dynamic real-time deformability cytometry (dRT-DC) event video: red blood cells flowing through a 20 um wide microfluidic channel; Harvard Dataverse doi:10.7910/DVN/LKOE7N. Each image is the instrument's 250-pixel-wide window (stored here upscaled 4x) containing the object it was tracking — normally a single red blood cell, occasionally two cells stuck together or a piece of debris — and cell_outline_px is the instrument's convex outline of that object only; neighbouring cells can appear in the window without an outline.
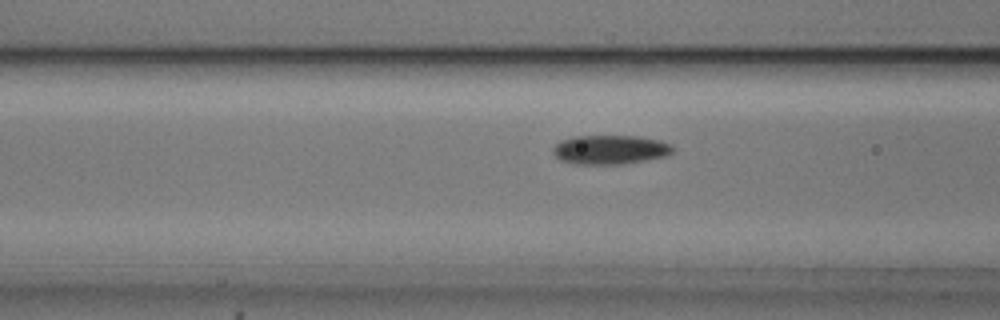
{"species": "common noctule bat (a hibernating species)", "species_latin": "Nyctalus noctula", "temperature_condition": "cold", "stored_images_in_passage": 55, "camera_frame_rate_fps": 3000, "um_per_image_px": 0.085, "animal": {"sex": "male", "body_mass_g": 20.5, "forearm_length_mm": 52.5}, "frame": {"image": 1, "passage_image": 21, "time_ms": 6.667, "image_size_px": [1000, 320], "cell_outline_px": [[676, 148], [668, 156], [620, 164], [576, 164], [560, 160], [552, 152], [552, 148], [560, 140], [572, 136], [640, 136], [660, 140], [672, 144]], "centroid_in_image_um": [51.88, 12.71], "position_along_channel_um": 114.7, "area_um2": 20.58}}
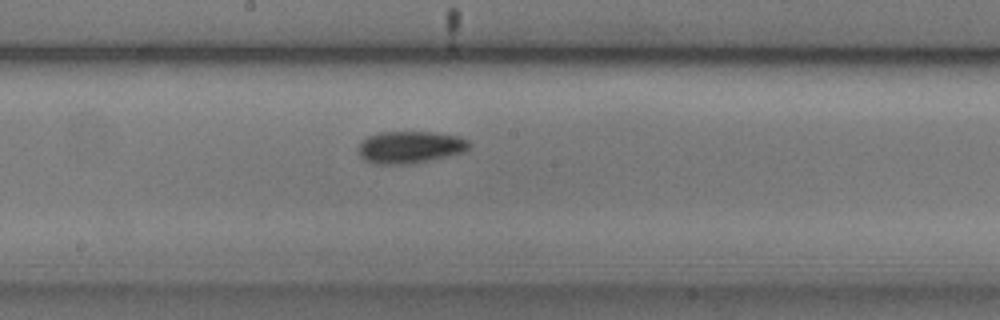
{"frame": {"image": 2, "passage_image": 29, "time_ms": 9.333, "image_size_px": [1000, 320], "cell_outline_px": [[468, 148], [464, 152], [448, 156], [412, 164], [372, 164], [364, 160], [360, 156], [360, 140], [368, 136], [380, 132], [432, 132], [460, 136], [468, 140]], "centroid_in_image_um": [34.84, 12.51], "position_along_channel_um": 213.4, "area_um2": 20.81}}
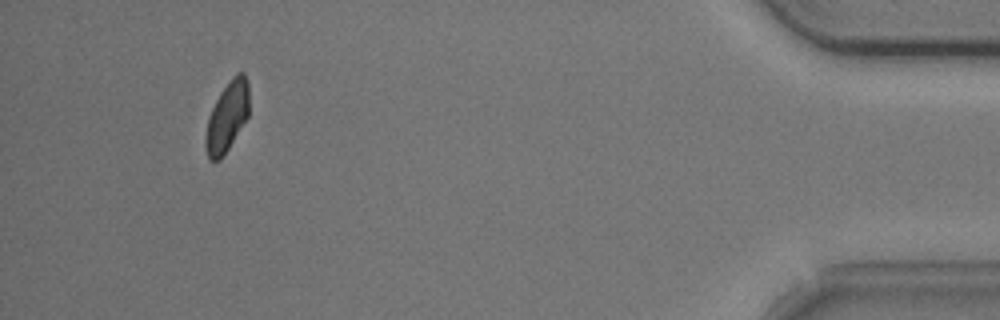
{"frame": {"image": 3, "passage_image": 51, "time_ms": 16.667, "image_size_px": [1000, 320], "cell_outline_px": [[248, 116], [228, 148], [220, 160], [208, 160], [204, 144], [204, 140], [208, 116], [220, 92], [232, 76], [236, 72], [244, 72], [248, 84]], "centroid_in_image_um": [19.28, 9.91], "position_along_channel_um": 415.9, "area_um2": 17.69}, "authors_computed_cell_mechanics": {"area_um2": 19.7098, "velocity_mm_per_s": 3.6856, "shape_relaxation_time_tau1_ms": 4.02, "shape_relaxation_time_tau2_ms": 10.4715, "deformation_change_tau1": 0.0899, "deformation_change_tau2": 0.118}}